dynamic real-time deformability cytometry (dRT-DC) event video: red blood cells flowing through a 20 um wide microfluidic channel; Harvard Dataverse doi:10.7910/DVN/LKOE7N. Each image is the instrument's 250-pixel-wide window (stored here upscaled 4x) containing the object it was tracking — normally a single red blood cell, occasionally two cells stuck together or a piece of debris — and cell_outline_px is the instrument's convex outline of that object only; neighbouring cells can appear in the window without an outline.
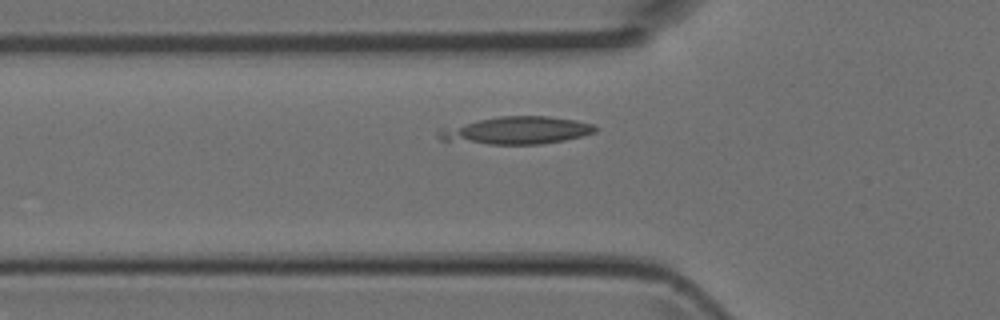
{"species": "Egyptian fruit bat (a non-hibernating species)", "species_latin": "Rousettus aegyptiacus", "temperature_condition": "room temperature", "stored_images_in_passage": 5, "camera_frame_rate_fps": 3000, "um_per_image_px": 0.085, "animal": {"sex": "female"}, "frame": {"image": 1, "passage_image": 5, "time_ms": 1.333, "image_size_px": [1000, 320], "cell_outline_px": [[596, 132], [564, 140], [540, 144], [488, 144], [440, 140], [436, 136], [440, 128], [500, 116], [548, 116], [576, 120], [592, 124], [596, 128]], "centroid_in_image_um": [43.89, 11.09], "position_along_channel_um": 81.9, "area_um2": 24.85}}